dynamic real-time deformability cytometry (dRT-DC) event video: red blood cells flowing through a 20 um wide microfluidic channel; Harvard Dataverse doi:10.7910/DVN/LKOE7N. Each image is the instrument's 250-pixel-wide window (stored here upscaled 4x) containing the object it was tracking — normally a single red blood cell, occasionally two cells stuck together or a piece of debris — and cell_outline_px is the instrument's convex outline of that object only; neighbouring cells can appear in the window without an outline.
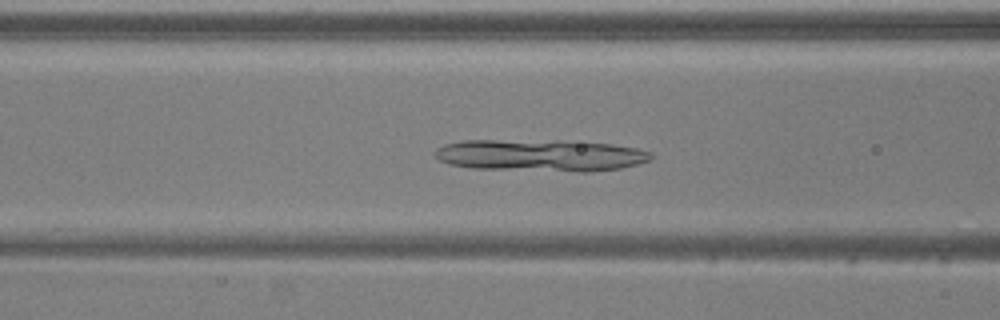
{"species": "common noctule bat (a hibernating species)", "species_latin": "Nyctalus noctula", "temperature_condition": "warm", "stored_images_in_passage": 44, "camera_frame_rate_fps": 3000, "um_per_image_px": 0.085, "animal": {"sex": "male", "body_mass_g": 20.5, "forearm_length_mm": 52.5}, "frame": {"image": 1, "passage_image": 11, "time_ms": 3.333, "image_size_px": [1000, 320], "cell_outline_px": [[652, 156], [648, 160], [636, 164], [620, 168], [592, 172], [576, 172], [472, 168], [448, 164], [440, 160], [436, 156], [436, 148], [444, 144], [464, 140], [560, 140], [612, 144], [636, 148], [652, 152]], "centroid_in_image_um": [45.94, 13.2], "position_along_channel_um": 120.7, "area_um2": 40.46}}
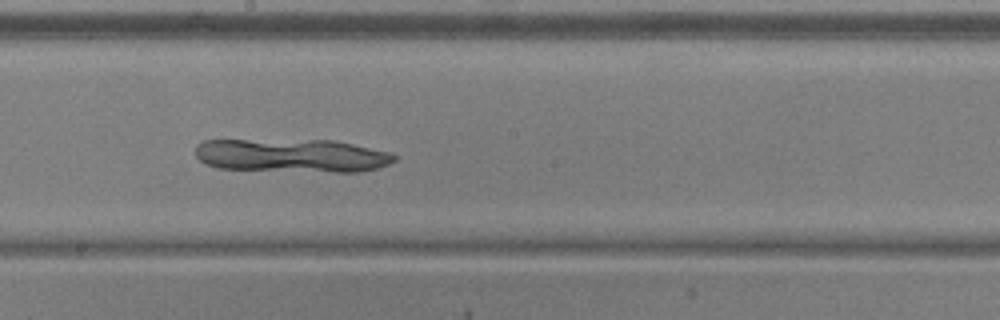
{"frame": {"image": 2, "passage_image": 19, "time_ms": 6.0, "image_size_px": [1000, 320], "cell_outline_px": [[396, 160], [388, 164], [376, 168], [360, 172], [332, 172], [216, 168], [204, 164], [196, 156], [196, 144], [204, 140], [332, 140], [392, 152], [396, 156]], "centroid_in_image_um": [24.8, 13.22], "position_along_channel_um": 223.4, "area_um2": 38.9}}
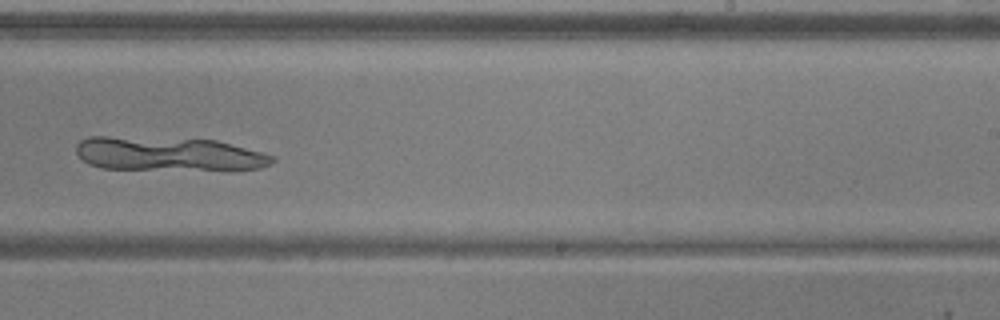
{"frame": {"image": 3, "passage_image": 23, "time_ms": 7.333, "image_size_px": [1000, 320], "cell_outline_px": [[276, 160], [260, 168], [232, 172], [100, 168], [88, 164], [76, 152], [76, 144], [80, 140], [88, 136], [108, 136], [216, 140], [276, 156]], "centroid_in_image_um": [14.38, 13.13], "position_along_channel_um": 274.6, "area_um2": 40.0}}